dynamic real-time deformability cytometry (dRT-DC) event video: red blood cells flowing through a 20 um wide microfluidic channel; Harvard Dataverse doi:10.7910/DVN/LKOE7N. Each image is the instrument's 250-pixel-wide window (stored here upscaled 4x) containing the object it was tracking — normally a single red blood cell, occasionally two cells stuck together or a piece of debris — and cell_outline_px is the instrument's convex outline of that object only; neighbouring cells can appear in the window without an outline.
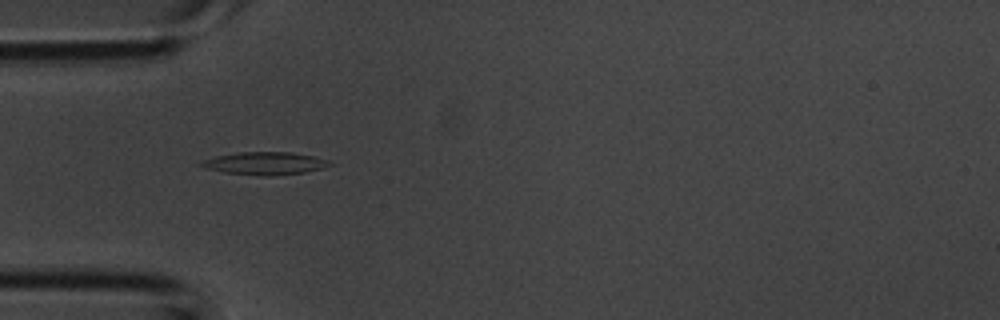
{"species": "common noctule bat (a hibernating species)", "species_latin": "Nyctalus noctula", "temperature_condition": "room temperature", "stored_images_in_passage": 5, "camera_frame_rate_fps": 3000, "um_per_image_px": 0.085, "animal": {"sex": "male", "body_mass_g": 20.1, "forearm_length_mm": 53.5}, "frame": {"image": 1, "passage_image": 4, "time_ms": 1.0, "image_size_px": [1000, 320], "cell_outline_px": [[332, 164], [320, 168], [304, 172], [268, 176], [264, 176], [224, 172], [208, 168], [196, 164], [200, 160], [216, 156], [240, 152], [292, 152], [312, 156], [328, 160]], "centroid_in_image_um": [22.45, 13.87], "position_along_channel_um": 62.5, "area_um2": 16.76}}
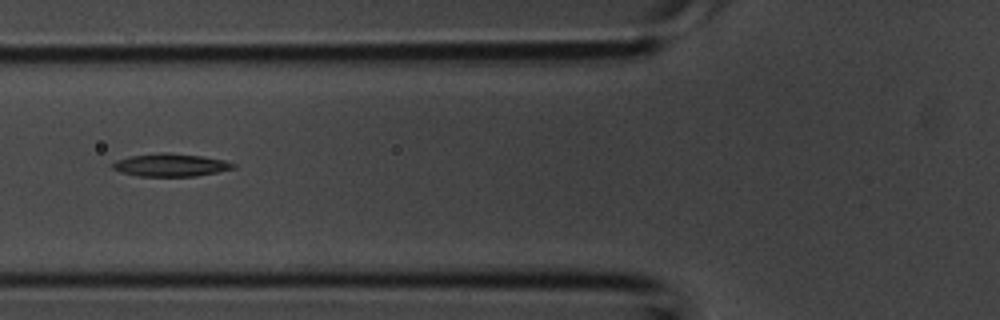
{"frame": {"image": 2, "passage_image": 5, "time_ms": 1.333, "image_size_px": [1000, 320], "cell_outline_px": [[236, 168], [196, 176], [136, 176], [120, 172], [112, 168], [112, 164], [116, 160], [128, 156], [160, 152], [168, 152], [200, 156], [224, 160], [236, 164]], "centroid_in_image_um": [14.47, 14.02], "position_along_channel_um": 111.3, "area_um2": 16.13}}